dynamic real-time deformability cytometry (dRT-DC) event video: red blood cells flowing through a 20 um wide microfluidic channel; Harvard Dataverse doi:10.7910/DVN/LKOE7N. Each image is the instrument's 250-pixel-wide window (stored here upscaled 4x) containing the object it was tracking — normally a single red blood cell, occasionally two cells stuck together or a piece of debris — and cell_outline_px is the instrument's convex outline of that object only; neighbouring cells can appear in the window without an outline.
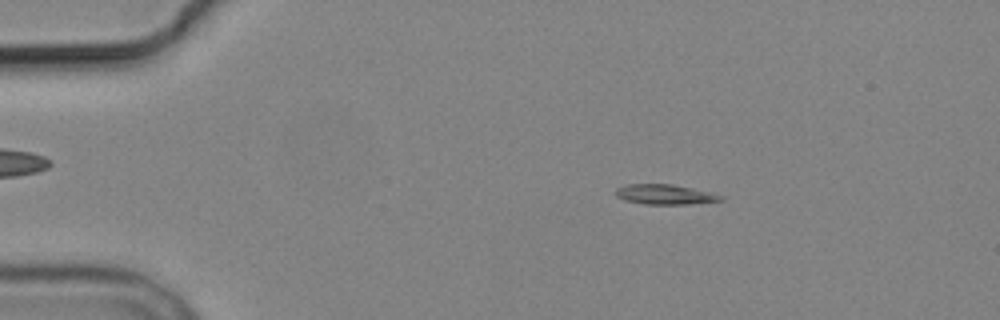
{"species": "common noctule bat (a hibernating species)", "species_latin": "Nyctalus noctula", "temperature_condition": "cold", "stored_images_in_passage": 5, "camera_frame_rate_fps": 3000, "um_per_image_px": 0.085, "animal": {"sex": "male", "body_mass_g": 19.2, "forearm_length_mm": 51.8}, "frame": {"image": 1, "passage_image": 3, "time_ms": 2.333, "image_size_px": [1000, 320], "cell_outline_px": [[724, 200], [688, 204], [644, 204], [624, 200], [616, 196], [616, 188], [628, 184], [672, 184], [692, 188], [724, 196]], "centroid_in_image_um": [56.5, 16.53], "position_along_channel_um": 28.5, "area_um2": 12.14}}